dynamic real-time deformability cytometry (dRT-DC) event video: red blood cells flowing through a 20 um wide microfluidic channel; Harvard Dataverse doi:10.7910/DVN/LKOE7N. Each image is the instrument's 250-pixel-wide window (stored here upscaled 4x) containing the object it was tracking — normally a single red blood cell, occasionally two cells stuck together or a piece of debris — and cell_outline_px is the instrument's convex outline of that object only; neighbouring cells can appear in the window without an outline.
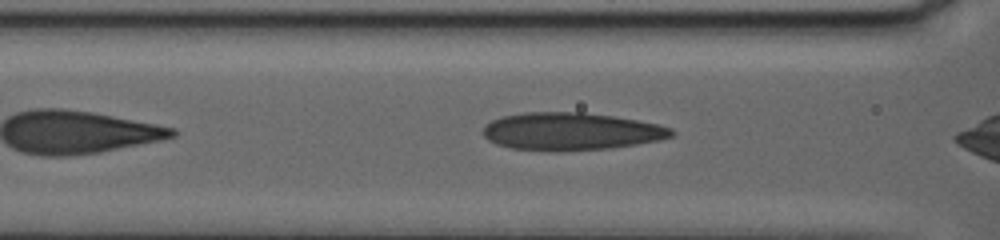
{"species": "human", "species_latin": "Homo sapiens", "temperature_condition": "warm", "stored_images_in_passage": 41, "camera_frame_rate_fps": 3000, "um_per_image_px": 0.085, "donor": {"sex": "female"}, "frame": {"image": 1, "passage_image": 8, "time_ms": 2.333, "image_size_px": [1000, 240], "cell_outline_px": [[676, 132], [672, 136], [660, 140], [612, 148], [560, 152], [556, 152], [512, 148], [496, 144], [488, 140], [484, 136], [484, 124], [492, 120], [504, 116], [524, 112], [584, 112], [612, 116], [660, 124], [672, 128]], "centroid_in_image_um": [48.55, 11.18], "position_along_channel_um": 118.1, "area_um2": 41.62}}
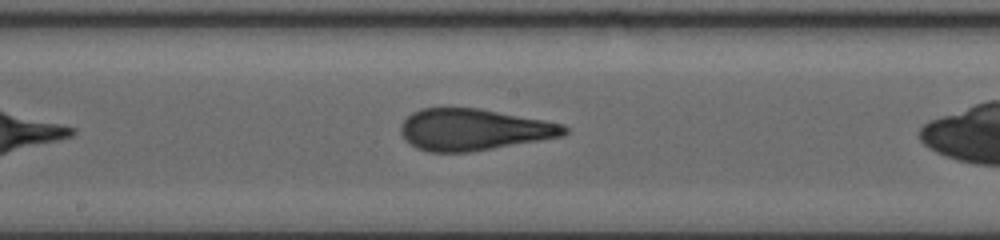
{"frame": {"image": 2, "passage_image": 19, "time_ms": 6.0, "image_size_px": [1000, 240], "cell_outline_px": [[568, 132], [564, 136], [468, 152], [428, 152], [416, 148], [404, 140], [400, 132], [400, 124], [412, 112], [420, 108], [480, 108], [544, 120], [564, 124], [568, 128]], "centroid_in_image_um": [40.23, 11.01], "position_along_channel_um": 208.0, "area_um2": 39.71}}
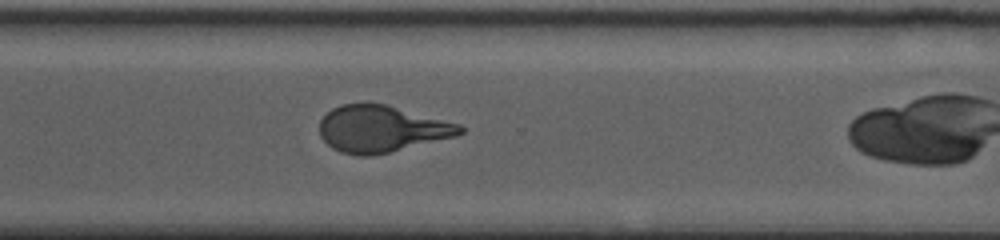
{"frame": {"image": 3, "passage_image": 35, "time_ms": 11.333, "image_size_px": [1000, 240], "cell_outline_px": [[464, 132], [456, 136], [372, 156], [360, 156], [340, 152], [332, 148], [320, 136], [320, 120], [332, 108], [340, 104], [384, 104], [460, 124], [464, 128]], "centroid_in_image_um": [32.41, 10.97], "position_along_channel_um": 338.2, "area_um2": 37.8}}